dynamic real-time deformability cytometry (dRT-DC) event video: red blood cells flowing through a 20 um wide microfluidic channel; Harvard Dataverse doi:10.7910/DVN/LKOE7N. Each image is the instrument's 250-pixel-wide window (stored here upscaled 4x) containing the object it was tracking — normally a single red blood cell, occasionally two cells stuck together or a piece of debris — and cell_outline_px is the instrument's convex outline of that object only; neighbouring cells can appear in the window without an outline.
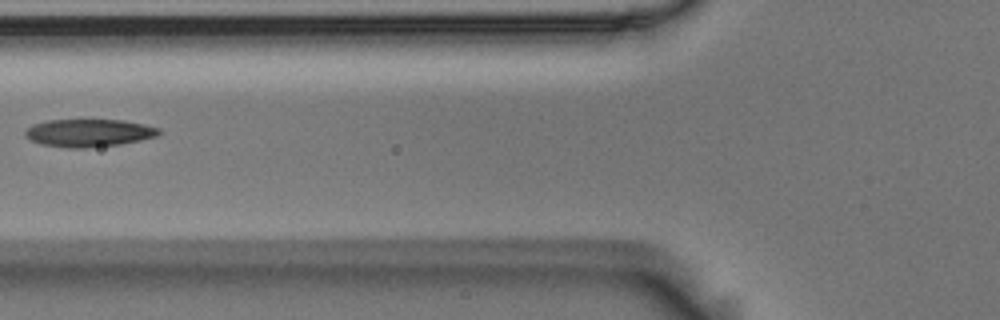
{"species": "Egyptian fruit bat (a non-hibernating species)", "species_latin": "Rousettus aegyptiacus", "temperature_condition": "room temperature", "stored_images_in_passage": 3, "camera_frame_rate_fps": 3000, "um_per_image_px": 0.085, "animal": {"sex": "male"}, "frame": {"image": 1, "passage_image": 2, "time_ms": 0.333, "image_size_px": [1000, 320], "cell_outline_px": [[160, 132], [156, 136], [140, 140], [120, 144], [84, 148], [68, 148], [40, 144], [32, 140], [24, 132], [32, 124], [48, 120], [124, 120], [144, 124], [160, 128]], "centroid_in_image_um": [7.56, 11.29], "position_along_channel_um": 118.2, "area_um2": 21.44}}
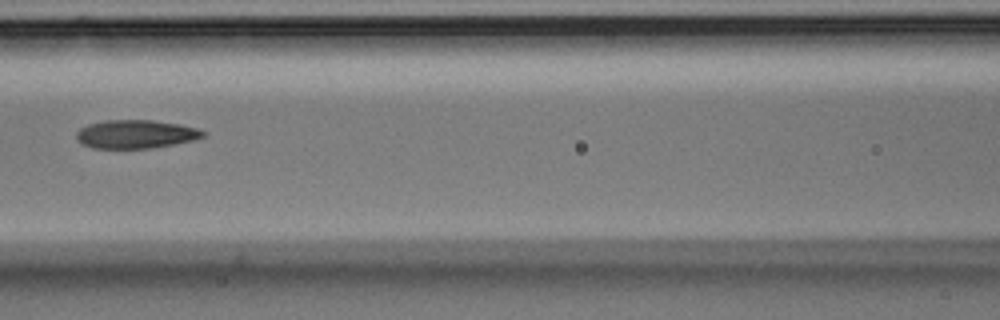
{"frame": {"image": 2, "passage_image": 3, "time_ms": 0.667, "image_size_px": [1000, 320], "cell_outline_px": [[204, 136], [192, 140], [152, 148], [92, 148], [80, 144], [76, 140], [76, 132], [80, 128], [88, 124], [104, 120], [152, 120], [180, 124], [196, 128], [204, 132]], "centroid_in_image_um": [11.46, 11.4], "position_along_channel_um": 155.1, "area_um2": 20.98}}